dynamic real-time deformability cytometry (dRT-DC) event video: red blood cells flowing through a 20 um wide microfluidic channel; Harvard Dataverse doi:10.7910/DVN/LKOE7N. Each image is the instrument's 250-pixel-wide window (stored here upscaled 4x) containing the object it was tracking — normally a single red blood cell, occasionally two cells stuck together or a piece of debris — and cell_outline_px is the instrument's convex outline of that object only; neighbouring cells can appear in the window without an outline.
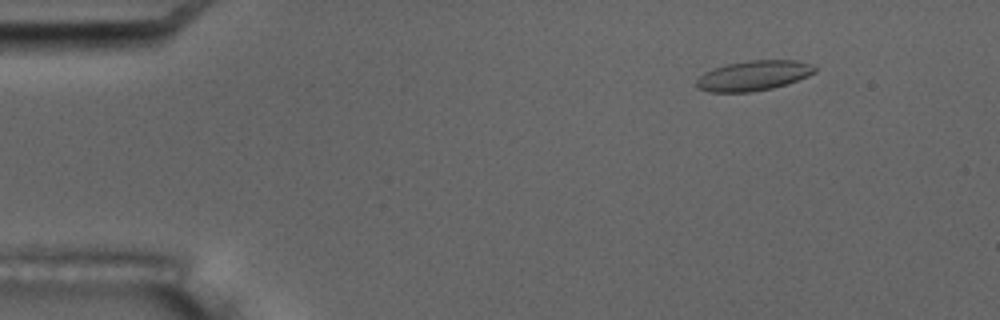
{"species": "common noctule bat (a hibernating species)", "species_latin": "Nyctalus noctula", "temperature_condition": "room temperature", "stored_images_in_passage": 5, "camera_frame_rate_fps": 3000, "um_per_image_px": 0.085, "animal": {"sex": "male", "body_mass_g": 17.5, "forearm_length_mm": 52.3}, "frame": {"image": 1, "passage_image": 2, "time_ms": 1.333, "image_size_px": [1000, 320], "cell_outline_px": [[816, 72], [808, 76], [788, 84], [772, 88], [752, 92], [708, 92], [696, 88], [696, 80], [704, 72], [712, 68], [728, 64], [752, 60], [796, 60], [812, 64], [816, 68]], "centroid_in_image_um": [64.05, 6.43], "position_along_channel_um": 21.0, "area_um2": 20.87}}